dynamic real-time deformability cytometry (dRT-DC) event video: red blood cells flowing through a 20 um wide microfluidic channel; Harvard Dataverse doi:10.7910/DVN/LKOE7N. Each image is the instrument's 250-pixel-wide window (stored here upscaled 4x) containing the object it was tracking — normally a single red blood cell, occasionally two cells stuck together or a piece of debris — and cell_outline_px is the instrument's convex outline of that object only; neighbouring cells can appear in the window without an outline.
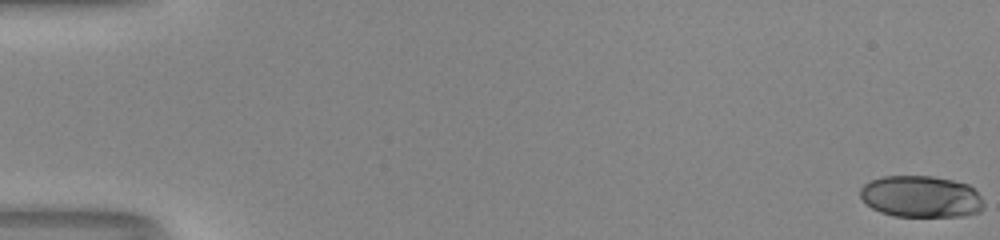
{"species": "human", "species_latin": "Homo sapiens", "temperature_condition": "room temperature", "stored_images_in_passage": 3, "camera_frame_rate_fps": 3000, "um_per_image_px": 0.085, "donor": {"sex": "male"}, "frame": {"image": 1, "passage_image": 1, "time_ms": 0.0, "image_size_px": [1000, 240], "cell_outline_px": [[984, 208], [980, 212], [960, 216], [892, 216], [880, 212], [872, 208], [860, 196], [860, 188], [864, 184], [872, 180], [884, 176], [932, 176], [952, 180], [968, 184], [980, 196], [984, 204]], "centroid_in_image_um": [78.29, 16.71], "position_along_channel_um": 6.7, "area_um2": 29.94}}